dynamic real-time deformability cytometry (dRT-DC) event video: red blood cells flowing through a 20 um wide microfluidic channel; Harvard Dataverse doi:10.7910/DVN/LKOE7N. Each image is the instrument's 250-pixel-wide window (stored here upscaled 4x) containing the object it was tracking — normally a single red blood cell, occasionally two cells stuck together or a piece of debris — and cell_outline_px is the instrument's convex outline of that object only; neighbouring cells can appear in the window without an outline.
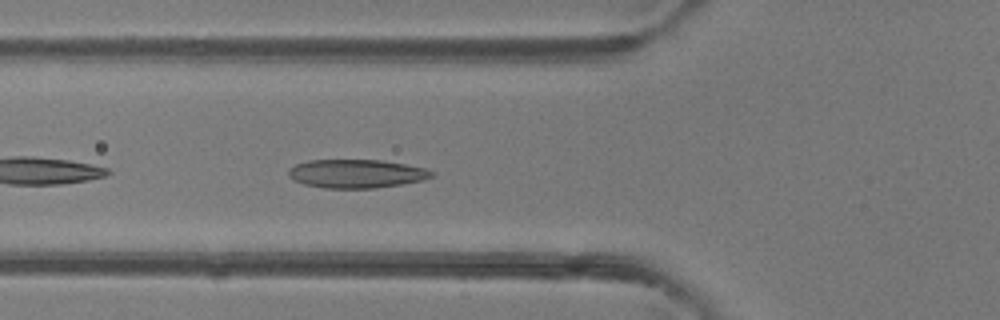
{"species": "common noctule bat (a hibernating species)", "species_latin": "Nyctalus noctula", "temperature_condition": "room temperature", "stored_images_in_passage": 28, "camera_frame_rate_fps": 3000, "um_per_image_px": 0.085, "animal": {"sex": "female"}, "frame": {"image": 1, "passage_image": 4, "time_ms": 1.0, "image_size_px": [1000, 320], "cell_outline_px": [[436, 176], [424, 180], [404, 184], [376, 188], [324, 188], [304, 184], [292, 180], [288, 176], [288, 168], [296, 164], [308, 160], [380, 160], [404, 164], [424, 168], [436, 172]], "centroid_in_image_um": [30.31, 14.77], "position_along_channel_um": 95.5, "area_um2": 24.1}}
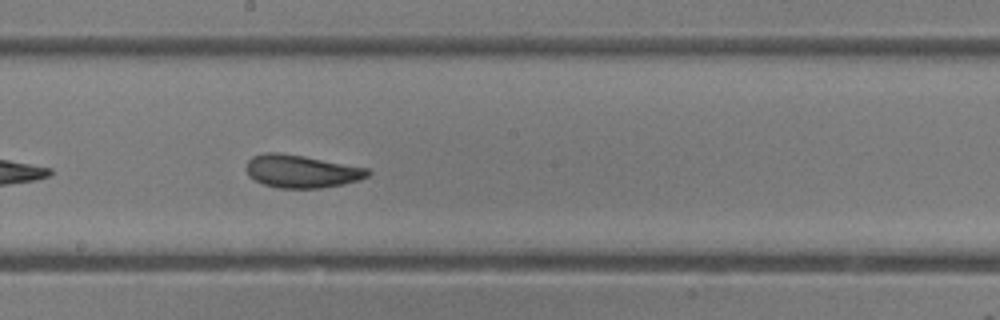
{"frame": {"image": 2, "passage_image": 13, "time_ms": 4.0, "image_size_px": [1000, 320], "cell_outline_px": [[372, 172], [368, 176], [360, 180], [344, 184], [320, 188], [276, 188], [264, 184], [248, 176], [244, 168], [248, 160], [252, 156], [264, 152], [280, 152], [304, 156], [368, 168]], "centroid_in_image_um": [25.6, 14.56], "position_along_channel_um": 222.6, "area_um2": 23.52}}
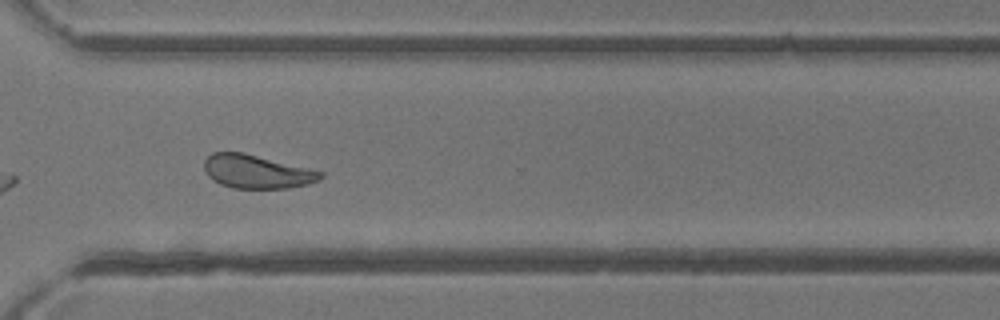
{"frame": {"image": 3, "passage_image": 22, "time_ms": 7.0, "image_size_px": [1000, 320], "cell_outline_px": [[324, 176], [320, 180], [308, 184], [288, 188], [232, 188], [220, 184], [212, 180], [204, 172], [204, 160], [212, 152], [244, 152], [324, 172]], "centroid_in_image_um": [21.81, 14.59], "position_along_channel_um": 348.8, "area_um2": 22.89}, "authors_computed_cell_mechanics": {"area_um2": 23.1489, "velocity_mm_per_s": 4.2129, "shape_relaxation_time_tau1_ms": 3.5319, "shape_relaxation_time_tau2_ms": 1.7957, "deformation_change_tau1": 0.125, "deformation_change_tau2": 0.0718}}